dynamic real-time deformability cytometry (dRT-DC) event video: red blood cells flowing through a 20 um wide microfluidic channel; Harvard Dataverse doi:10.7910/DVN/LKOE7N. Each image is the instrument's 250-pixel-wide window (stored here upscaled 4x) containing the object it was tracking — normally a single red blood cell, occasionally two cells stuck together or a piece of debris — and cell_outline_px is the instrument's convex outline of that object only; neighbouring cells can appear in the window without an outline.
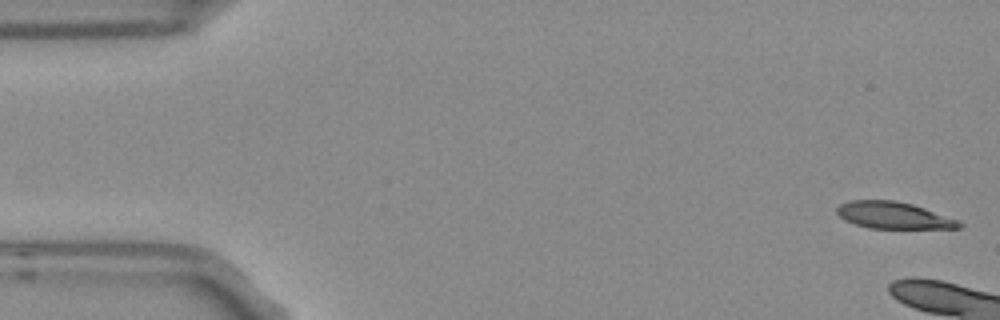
{"species": "Egyptian fruit bat (a non-hibernating species)", "species_latin": "Rousettus aegyptiacus", "temperature_condition": "room temperature", "stored_images_in_passage": 16, "camera_frame_rate_fps": 3000, "um_per_image_px": 0.085, "frame": {"image": 1, "passage_image": 1, "time_ms": 0.0, "image_size_px": [1000, 320], "cell_outline_px": [[964, 224], [960, 228], [868, 228], [844, 220], [836, 212], [836, 208], [840, 204], [848, 200], [896, 200], [912, 204], [960, 220]], "centroid_in_image_um": [75.95, 18.3], "position_along_channel_um": 9.1, "area_um2": 19.13}}
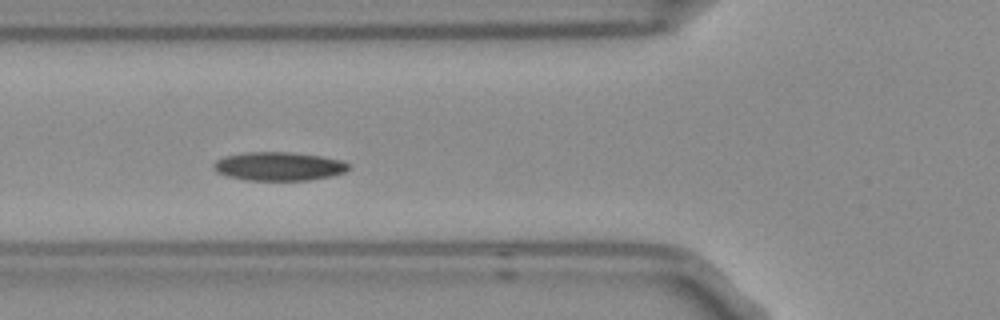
{"frame": {"image": 2, "passage_image": 7, "time_ms": 2.0, "image_size_px": [1000, 320], "cell_outline_px": [[348, 168], [344, 172], [332, 176], [308, 180], [244, 180], [228, 176], [216, 172], [212, 168], [212, 164], [216, 160], [224, 156], [244, 152], [292, 152], [320, 156], [340, 160], [348, 164]], "centroid_in_image_um": [23.63, 14.13], "position_along_channel_um": 102.2, "area_um2": 22.54}}
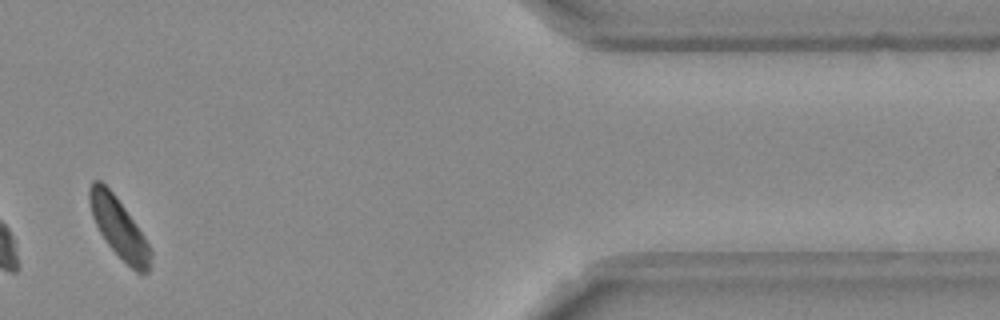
{"frame": {"image": 3, "passage_image": 15, "time_ms": 4.667, "image_size_px": [1000, 320], "cell_outline_px": [[152, 256], [148, 272], [136, 272], [108, 244], [100, 232], [92, 216], [88, 200], [88, 192], [92, 180], [100, 180], [116, 196], [136, 224], [144, 236], [152, 252]], "centroid_in_image_um": [10.09, 19.33], "position_along_channel_um": 401.3, "area_um2": 20.87}}